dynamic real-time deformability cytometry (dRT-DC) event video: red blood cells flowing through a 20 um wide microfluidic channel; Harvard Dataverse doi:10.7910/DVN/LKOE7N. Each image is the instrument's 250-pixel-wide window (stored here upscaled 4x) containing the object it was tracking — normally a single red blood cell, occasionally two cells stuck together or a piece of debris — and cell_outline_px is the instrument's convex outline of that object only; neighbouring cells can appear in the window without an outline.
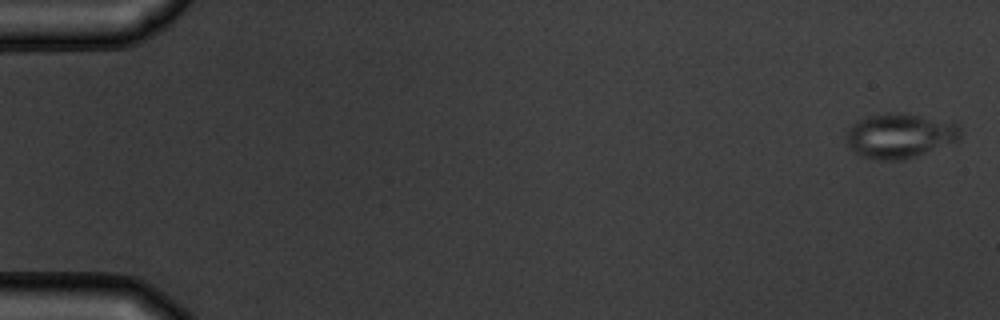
{"species": "common noctule bat (a hibernating species)", "species_latin": "Nyctalus noctula", "temperature_condition": "warm", "stored_images_in_passage": 6, "camera_frame_rate_fps": 3000, "um_per_image_px": 0.085, "animal": {"sex": "male", "body_mass_g": 19.5, "forearm_length_mm": 54.6}, "frame": {"image": 1, "passage_image": 1, "time_ms": 0.0, "image_size_px": [1000, 320], "cell_outline_px": [[960, 136], [956, 140], [916, 156], [904, 160], [876, 160], [864, 156], [856, 152], [848, 144], [848, 128], [856, 120], [864, 116], [888, 112], [900, 112], [960, 124]], "centroid_in_image_um": [76.45, 11.51], "position_along_channel_um": 8.6, "area_um2": 29.36}}